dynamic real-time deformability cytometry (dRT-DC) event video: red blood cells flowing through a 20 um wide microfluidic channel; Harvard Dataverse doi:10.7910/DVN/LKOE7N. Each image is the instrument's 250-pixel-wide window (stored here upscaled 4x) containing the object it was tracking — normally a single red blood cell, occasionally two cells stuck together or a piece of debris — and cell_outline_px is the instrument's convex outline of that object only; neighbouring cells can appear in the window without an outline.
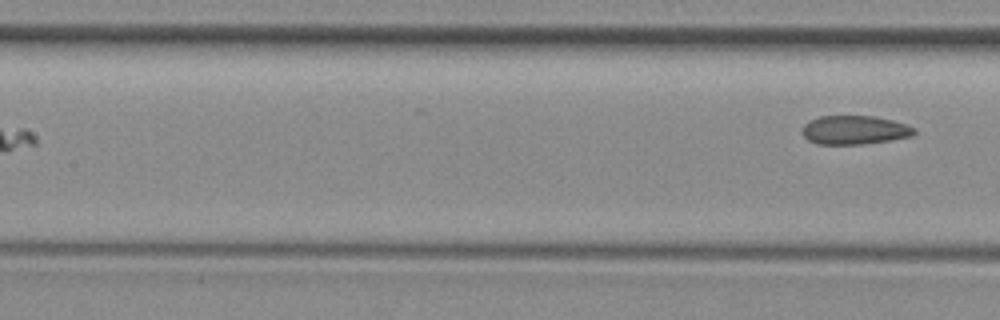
{"species": "common noctule bat (a hibernating species)", "species_latin": "Nyctalus noctula", "temperature_condition": "room temperature", "stored_images_in_passage": 7, "camera_frame_rate_fps": 3000, "um_per_image_px": 0.085, "animal": {"sex": "female", "body_mass_g": 29.2, "forearm_length_mm": 56.3}, "frame": {"image": 1, "passage_image": 7, "time_ms": 8.0, "image_size_px": [1000, 320], "cell_outline_px": [[916, 132], [912, 136], [888, 140], [860, 144], [816, 144], [808, 140], [804, 136], [804, 124], [820, 116], [872, 116], [892, 120], [908, 124], [916, 128]], "centroid_in_image_um": [72.67, 11.05], "position_along_channel_um": 134.7, "area_um2": 18.61}}